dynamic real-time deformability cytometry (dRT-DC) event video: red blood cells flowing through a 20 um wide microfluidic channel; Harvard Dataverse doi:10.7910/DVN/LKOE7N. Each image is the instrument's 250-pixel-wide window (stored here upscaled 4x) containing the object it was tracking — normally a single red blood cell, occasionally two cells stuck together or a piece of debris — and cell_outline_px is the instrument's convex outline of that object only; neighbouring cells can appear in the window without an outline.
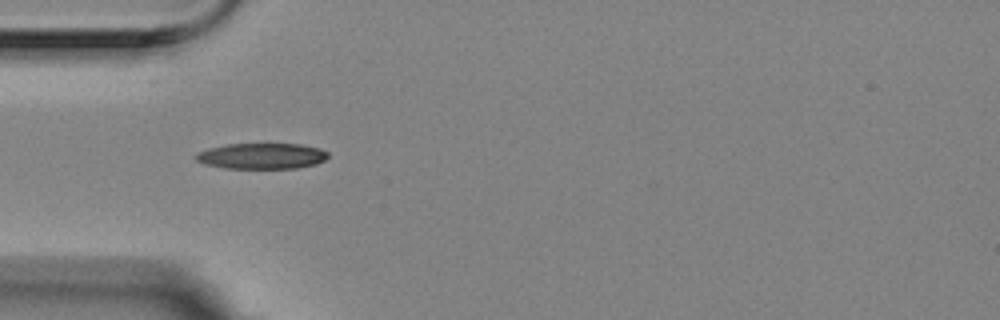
{"species": "Egyptian fruit bat (a non-hibernating species)", "species_latin": "Rousettus aegyptiacus", "temperature_condition": "room temperature", "stored_images_in_passage": 1, "camera_frame_rate_fps": 3000, "um_per_image_px": 0.085, "animal": {"sex": "female"}, "frame": {"image": 1, "passage_image": 1, "time_ms": 0.0, "image_size_px": [1000, 320], "cell_outline_px": [[328, 156], [324, 160], [316, 164], [296, 168], [224, 168], [204, 164], [196, 160], [196, 156], [200, 152], [208, 148], [228, 144], [300, 144], [320, 148], [328, 152]], "centroid_in_image_um": [22.27, 13.26], "position_along_channel_um": 62.7, "area_um2": 19.77}}